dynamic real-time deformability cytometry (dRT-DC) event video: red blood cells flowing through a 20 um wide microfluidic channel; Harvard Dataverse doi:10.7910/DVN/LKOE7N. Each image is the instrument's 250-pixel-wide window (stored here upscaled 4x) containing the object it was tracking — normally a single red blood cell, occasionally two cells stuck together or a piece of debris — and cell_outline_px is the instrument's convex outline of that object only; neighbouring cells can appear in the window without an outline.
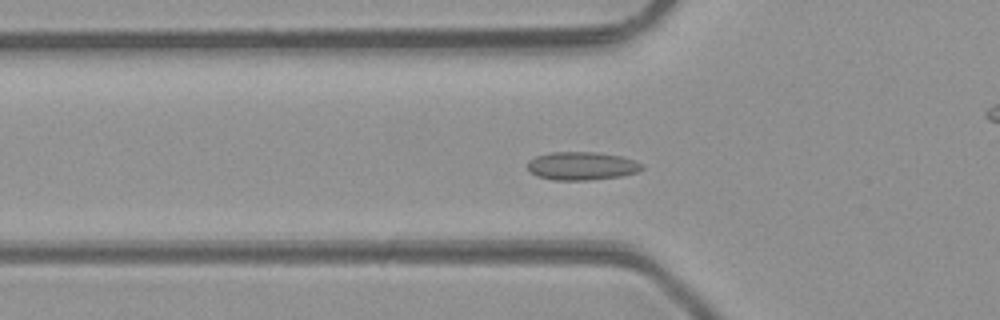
{"species": "common noctule bat (a hibernating species)", "species_latin": "Nyctalus noctula", "temperature_condition": "room temperature", "stored_images_in_passage": 49, "camera_frame_rate_fps": 3000, "um_per_image_px": 0.085, "animal": {"sex": "male", "body_mass_g": 23.1, "forearm_length_mm": 52.7}, "frame": {"image": 1, "passage_image": 16, "time_ms": 5.0, "image_size_px": [1000, 320], "cell_outline_px": [[644, 168], [636, 172], [620, 176], [588, 180], [552, 180], [536, 176], [528, 168], [528, 160], [536, 156], [552, 152], [596, 152], [620, 156], [644, 164]], "centroid_in_image_um": [49.43, 14.1], "position_along_channel_um": 76.4, "area_um2": 18.73}}
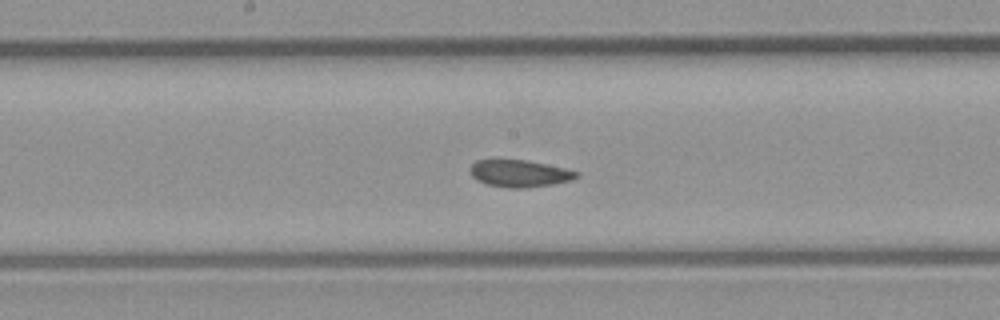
{"frame": {"image": 2, "passage_image": 25, "time_ms": 8.0, "image_size_px": [1000, 320], "cell_outline_px": [[580, 176], [572, 180], [552, 184], [528, 188], [508, 188], [484, 184], [476, 180], [472, 176], [472, 164], [476, 160], [528, 160], [564, 168], [580, 172]], "centroid_in_image_um": [44.19, 14.76], "position_along_channel_um": 204.0, "area_um2": 16.82}}
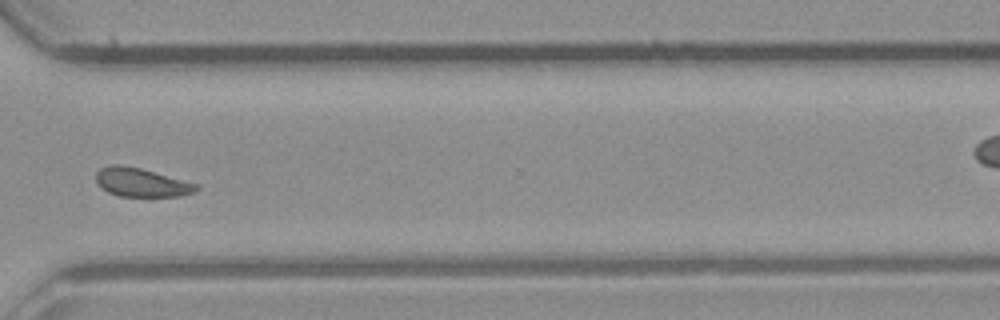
{"frame": {"image": 3, "passage_image": 36, "time_ms": 11.667, "image_size_px": [1000, 320], "cell_outline_px": [[200, 188], [192, 192], [180, 196], [120, 196], [108, 192], [96, 180], [96, 172], [100, 168], [108, 164], [120, 164], [140, 168], [200, 184]], "centroid_in_image_um": [12.03, 15.49], "position_along_channel_um": 358.6, "area_um2": 16.7}}